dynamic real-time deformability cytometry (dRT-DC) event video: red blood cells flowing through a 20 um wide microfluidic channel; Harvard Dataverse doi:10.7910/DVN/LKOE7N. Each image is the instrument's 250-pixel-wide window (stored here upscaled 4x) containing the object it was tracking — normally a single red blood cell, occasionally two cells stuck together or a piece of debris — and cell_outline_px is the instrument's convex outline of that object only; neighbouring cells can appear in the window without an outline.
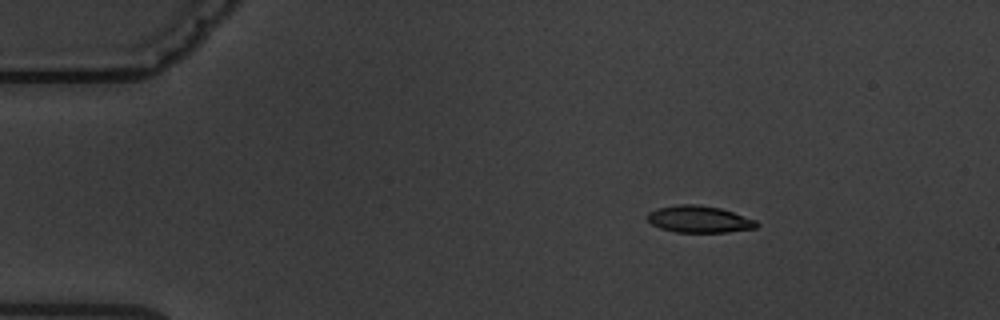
{"species": "common noctule bat (a hibernating species)", "species_latin": "Nyctalus noctula", "temperature_condition": "warm", "stored_images_in_passage": 4, "camera_frame_rate_fps": 3000, "um_per_image_px": 0.085, "animal": {"sex": "male", "body_mass_g": 19.5, "forearm_length_mm": 54.6}, "frame": {"image": 1, "passage_image": 2, "time_ms": 1.0, "image_size_px": [1000, 320], "cell_outline_px": [[760, 224], [756, 228], [728, 232], [676, 232], [660, 228], [652, 224], [648, 220], [648, 212], [656, 208], [676, 204], [696, 204], [720, 208], [756, 220]], "centroid_in_image_um": [59.42, 18.63], "position_along_channel_um": 25.6, "area_um2": 17.11}}